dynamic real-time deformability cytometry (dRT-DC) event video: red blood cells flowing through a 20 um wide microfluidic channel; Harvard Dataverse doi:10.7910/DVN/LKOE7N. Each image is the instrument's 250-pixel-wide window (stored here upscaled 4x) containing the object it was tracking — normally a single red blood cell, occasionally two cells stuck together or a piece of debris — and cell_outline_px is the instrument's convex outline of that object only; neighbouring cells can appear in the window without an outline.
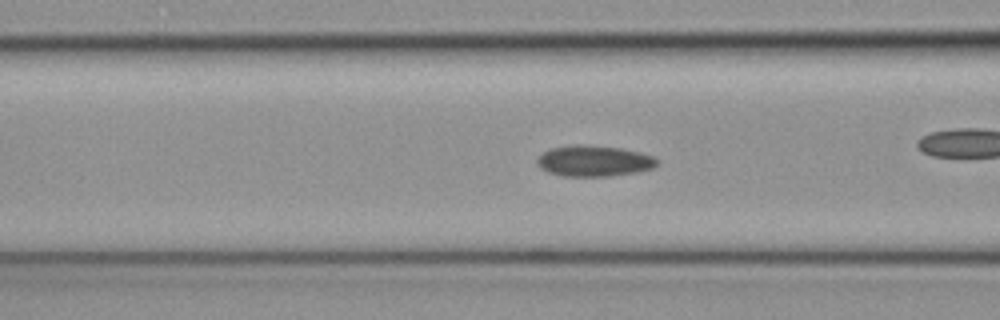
{"species": "common noctule bat (a hibernating species)", "species_latin": "Nyctalus noctula", "temperature_condition": "cold", "stored_images_in_passage": 42, "camera_frame_rate_fps": 3000, "um_per_image_px": 0.085, "animal": {"sex": "female", "body_mass_g": 19.3, "forearm_length_mm": 54.1}, "frame": {"image": 1, "passage_image": 19, "time_ms": 6.0, "image_size_px": [1000, 320], "cell_outline_px": [[660, 164], [652, 168], [636, 172], [608, 176], [564, 176], [548, 172], [540, 168], [536, 164], [536, 160], [544, 152], [552, 148], [576, 144], [580, 144], [620, 148], [640, 152], [652, 156], [660, 160]], "centroid_in_image_um": [50.5, 13.68], "position_along_channel_um": 116.1, "area_um2": 21.62}}